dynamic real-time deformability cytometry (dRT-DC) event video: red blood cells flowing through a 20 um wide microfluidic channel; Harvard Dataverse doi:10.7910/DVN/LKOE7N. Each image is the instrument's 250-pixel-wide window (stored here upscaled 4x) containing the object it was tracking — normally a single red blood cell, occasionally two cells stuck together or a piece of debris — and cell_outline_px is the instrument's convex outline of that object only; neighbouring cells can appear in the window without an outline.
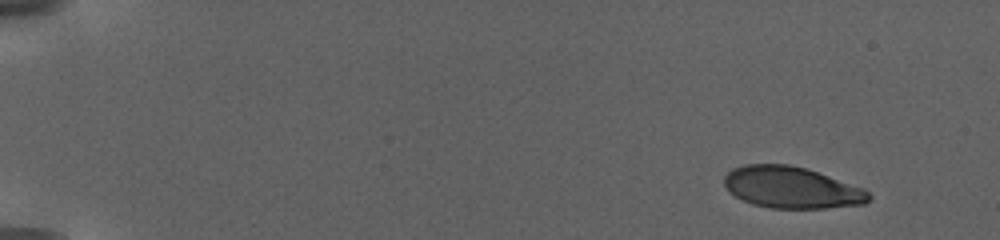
{"species": "human", "species_latin": "Homo sapiens", "temperature_condition": "warm", "stored_images_in_passage": 39, "camera_frame_rate_fps": 3000, "um_per_image_px": 0.085, "donor": {"sex": "female"}, "frame": {"image": 1, "passage_image": 1, "time_ms": 0.0, "image_size_px": [1000, 240], "cell_outline_px": [[872, 196], [864, 204], [824, 208], [768, 208], [752, 204], [736, 196], [724, 184], [724, 176], [732, 168], [744, 164], [788, 164], [804, 168], [864, 188]], "centroid_in_image_um": [67.27, 15.94], "position_along_channel_um": 17.7, "area_um2": 34.74}}
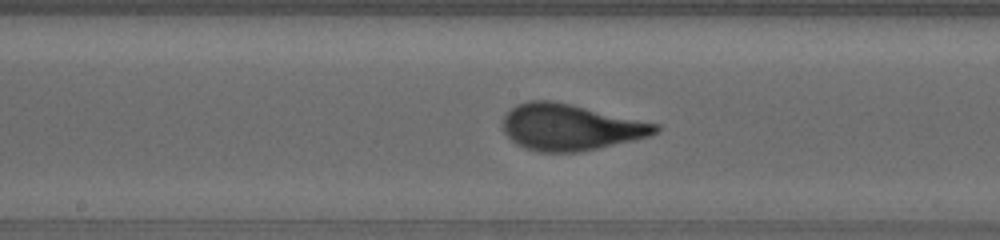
{"frame": {"image": 2, "passage_image": 18, "time_ms": 11.333, "image_size_px": [1000, 240], "cell_outline_px": [[660, 128], [656, 132], [648, 136], [632, 140], [596, 148], [576, 152], [540, 152], [524, 148], [516, 144], [504, 132], [504, 116], [516, 104], [528, 100], [552, 100], [572, 104], [660, 124]], "centroid_in_image_um": [48.46, 10.8], "position_along_channel_um": 199.7, "area_um2": 40.92}}
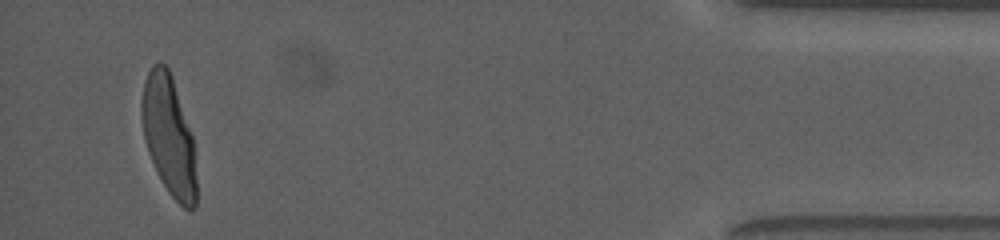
{"frame": {"image": 3, "passage_image": 37, "time_ms": 21.0, "image_size_px": [1000, 240], "cell_outline_px": [[196, 204], [188, 212], [168, 192], [148, 152], [144, 136], [140, 116], [140, 104], [144, 80], [152, 64], [160, 60], [168, 68], [192, 136], [196, 180]], "centroid_in_image_um": [14.32, 11.5], "position_along_channel_um": 420.9, "area_um2": 37.51}, "authors_computed_cell_mechanics": {"area_um2": 38.6682, "velocity_mm_per_s": 2.9295, "shape_relaxation_time_tau1_ms": 4.8055, "shape_relaxation_time_tau2_ms": null, "deformation_change_tau1": 0.2094, "deformation_change_tau2": null}}